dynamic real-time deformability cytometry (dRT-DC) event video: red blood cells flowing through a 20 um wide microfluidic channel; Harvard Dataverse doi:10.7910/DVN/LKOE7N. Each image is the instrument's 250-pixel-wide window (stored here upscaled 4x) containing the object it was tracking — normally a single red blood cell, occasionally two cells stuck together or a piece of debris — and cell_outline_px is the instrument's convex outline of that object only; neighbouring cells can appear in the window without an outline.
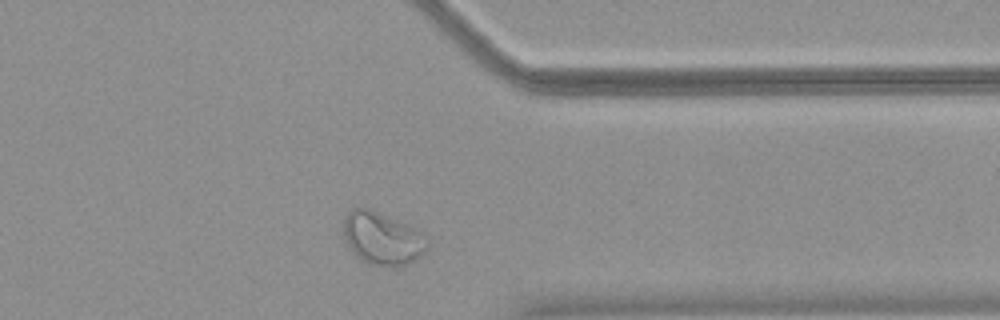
{"species": "common noctule bat (a hibernating species)", "species_latin": "Nyctalus noctula", "temperature_condition": "warm", "stored_images_in_passage": 30, "camera_frame_rate_fps": 3000, "um_per_image_px": 0.085, "animal": {"sex": "female", "body_mass_g": 18.4}, "frame": {"image": 1, "passage_image": 26, "time_ms": 8.333, "image_size_px": [1000, 320], "cell_outline_px": [[428, 248], [420, 256], [404, 264], [392, 268], [372, 264], [364, 260], [352, 252], [344, 240], [344, 216], [352, 208], [360, 204], [420, 228], [428, 236]], "centroid_in_image_um": [32.52, 20.21], "position_along_channel_um": 378.9, "area_um2": 26.47}}